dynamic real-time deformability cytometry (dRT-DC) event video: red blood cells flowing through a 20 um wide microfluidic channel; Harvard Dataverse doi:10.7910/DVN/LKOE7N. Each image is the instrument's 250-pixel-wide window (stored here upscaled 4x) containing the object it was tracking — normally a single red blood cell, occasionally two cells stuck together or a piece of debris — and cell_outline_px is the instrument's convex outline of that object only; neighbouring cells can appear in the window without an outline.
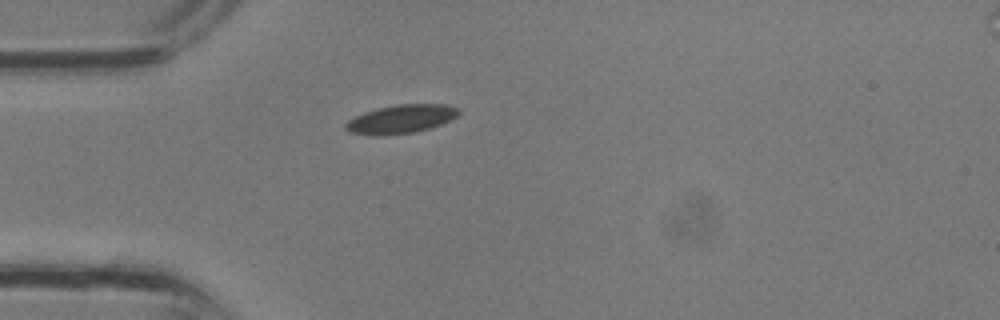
{"species": "common noctule bat (a hibernating species)", "species_latin": "Nyctalus noctula", "temperature_condition": "room temperature", "stored_images_in_passage": 1, "camera_frame_rate_fps": 3000, "um_per_image_px": 0.085, "animal": {"sex": "male", "body_mass_g": 13.3}, "frame": {"image": 1, "passage_image": 1, "time_ms": 0.0, "image_size_px": [1000, 320], "cell_outline_px": [[460, 112], [456, 116], [440, 124], [428, 128], [412, 132], [348, 132], [344, 128], [344, 124], [348, 120], [364, 112], [396, 104], [444, 104], [460, 108]], "centroid_in_image_um": [34.14, 10.05], "position_along_channel_um": 50.9, "area_um2": 17.69}}